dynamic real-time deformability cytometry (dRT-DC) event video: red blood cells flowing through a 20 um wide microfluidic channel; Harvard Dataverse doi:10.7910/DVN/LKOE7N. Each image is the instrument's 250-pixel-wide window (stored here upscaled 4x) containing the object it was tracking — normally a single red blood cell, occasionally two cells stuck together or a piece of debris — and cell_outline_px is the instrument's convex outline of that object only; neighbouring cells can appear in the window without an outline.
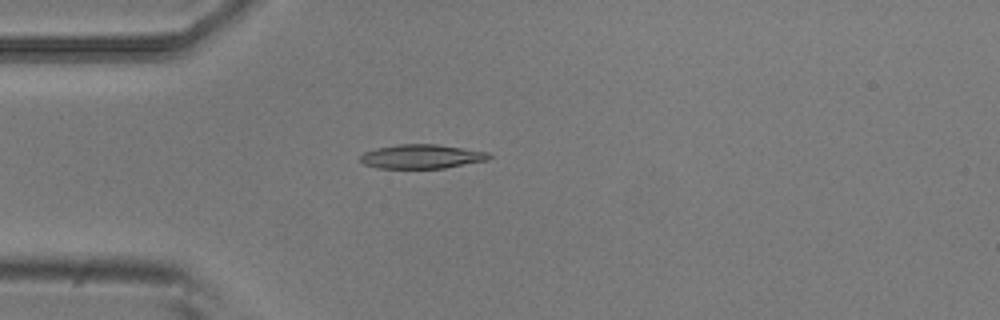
{"species": "common noctule bat (a hibernating species)", "species_latin": "Nyctalus noctula", "temperature_condition": "room temperature", "stored_images_in_passage": 5, "camera_frame_rate_fps": 3000, "um_per_image_px": 0.085, "animal": {"sex": "male", "body_mass_g": 20.5, "forearm_length_mm": 52.5}, "frame": {"image": 1, "passage_image": 4, "time_ms": 1.0, "image_size_px": [1000, 320], "cell_outline_px": [[492, 156], [488, 160], [444, 168], [376, 168], [364, 164], [360, 160], [360, 156], [364, 152], [376, 148], [396, 144], [436, 144], [488, 152]], "centroid_in_image_um": [35.82, 13.3], "position_along_channel_um": 49.2, "area_um2": 18.09}}